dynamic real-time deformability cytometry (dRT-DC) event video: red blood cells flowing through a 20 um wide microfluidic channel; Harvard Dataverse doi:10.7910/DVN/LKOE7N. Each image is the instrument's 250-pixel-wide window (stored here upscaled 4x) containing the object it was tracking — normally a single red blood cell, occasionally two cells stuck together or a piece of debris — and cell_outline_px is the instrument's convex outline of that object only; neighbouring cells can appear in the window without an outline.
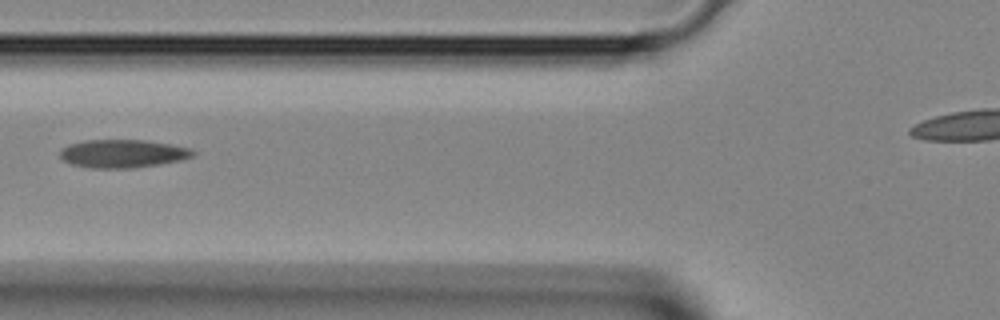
{"species": "Egyptian fruit bat (a non-hibernating species)", "species_latin": "Rousettus aegyptiacus", "temperature_condition": "room temperature", "stored_images_in_passage": 3, "camera_frame_rate_fps": 3000, "um_per_image_px": 0.085, "animal": {"sex": "female"}, "frame": {"image": 1, "passage_image": 2, "time_ms": 0.333, "image_size_px": [1000, 320], "cell_outline_px": [[196, 156], [180, 160], [160, 164], [136, 168], [88, 168], [72, 164], [64, 160], [60, 156], [60, 152], [68, 144], [84, 140], [144, 140], [172, 144], [192, 148], [196, 152]], "centroid_in_image_um": [10.49, 13.06], "position_along_channel_um": 115.3, "area_um2": 22.02}}